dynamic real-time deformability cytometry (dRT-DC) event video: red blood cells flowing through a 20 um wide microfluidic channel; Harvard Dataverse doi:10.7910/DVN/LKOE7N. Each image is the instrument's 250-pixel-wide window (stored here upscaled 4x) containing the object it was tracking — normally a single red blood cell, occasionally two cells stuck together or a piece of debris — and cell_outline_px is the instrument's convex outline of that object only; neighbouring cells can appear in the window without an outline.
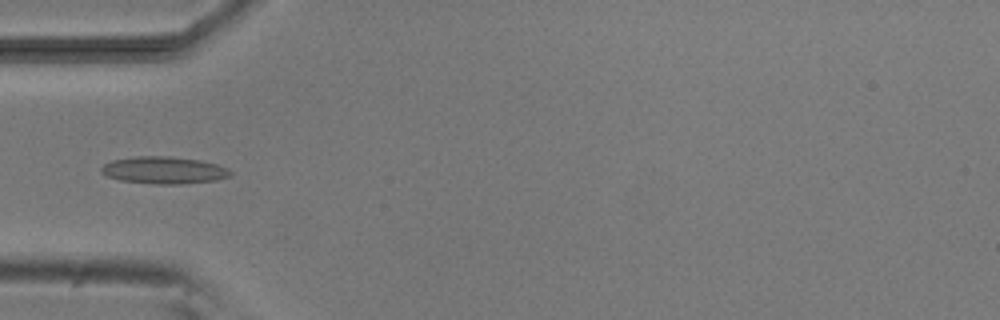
{"species": "common noctule bat (a hibernating species)", "species_latin": "Nyctalus noctula", "temperature_condition": "room temperature", "stored_images_in_passage": 6, "camera_frame_rate_fps": 3000, "um_per_image_px": 0.085, "animal": {"sex": "male", "body_mass_g": 20.5, "forearm_length_mm": 52.5}, "frame": {"image": 1, "passage_image": 5, "time_ms": 4.667, "image_size_px": [1000, 320], "cell_outline_px": [[232, 172], [228, 176], [216, 180], [180, 184], [152, 184], [120, 180], [108, 176], [100, 172], [100, 168], [104, 164], [112, 160], [136, 156], [168, 156], [200, 160], [216, 164], [228, 168]], "centroid_in_image_um": [13.91, 14.46], "position_along_channel_um": 71.1, "area_um2": 20.4}}
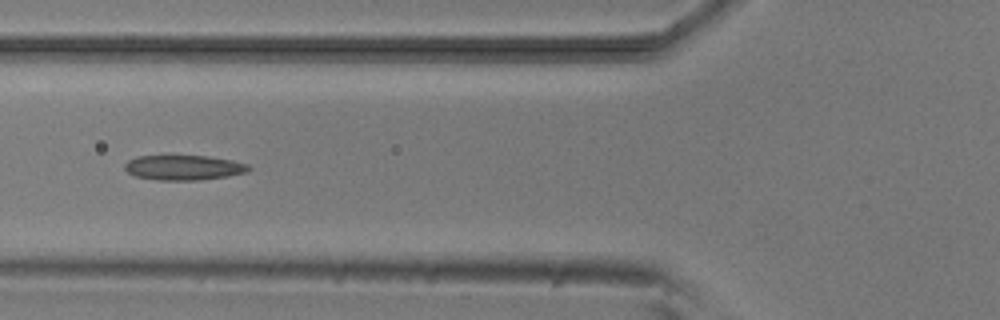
{"frame": {"image": 2, "passage_image": 6, "time_ms": 5.667, "image_size_px": [1000, 320], "cell_outline_px": [[252, 168], [248, 172], [228, 176], [200, 180], [160, 180], [136, 176], [128, 172], [124, 168], [124, 164], [128, 160], [136, 156], [208, 156], [232, 160], [248, 164]], "centroid_in_image_um": [15.64, 14.24], "position_along_channel_um": 110.2, "area_um2": 18.03}}